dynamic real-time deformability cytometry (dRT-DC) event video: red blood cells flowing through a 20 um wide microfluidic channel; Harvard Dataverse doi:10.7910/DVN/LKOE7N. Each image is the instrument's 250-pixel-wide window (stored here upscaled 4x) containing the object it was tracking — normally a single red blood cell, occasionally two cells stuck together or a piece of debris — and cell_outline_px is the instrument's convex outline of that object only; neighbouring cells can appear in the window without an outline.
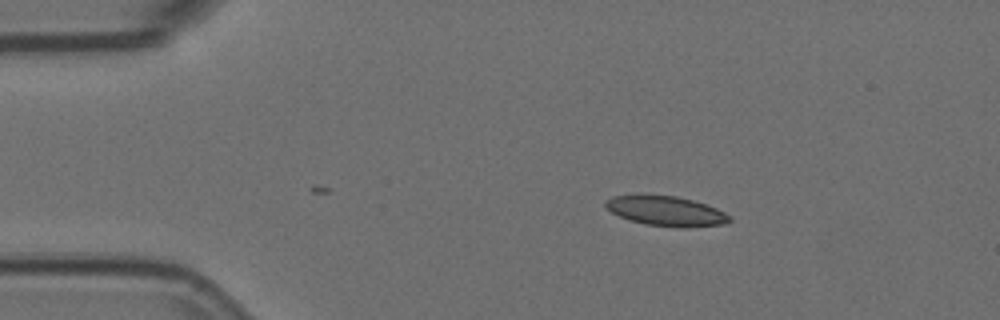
{"species": "Egyptian fruit bat (a non-hibernating species)", "species_latin": "Rousettus aegyptiacus", "temperature_condition": "room temperature", "stored_images_in_passage": 3, "camera_frame_rate_fps": 3000, "um_per_image_px": 0.085, "animal": {"sex": "female"}, "frame": {"image": 1, "passage_image": 3, "time_ms": 0.667, "image_size_px": [1000, 320], "cell_outline_px": [[732, 220], [724, 224], [688, 228], [680, 228], [644, 224], [628, 220], [612, 212], [604, 204], [604, 200], [612, 196], [676, 196], [692, 200], [716, 208], [732, 216]], "centroid_in_image_um": [56.65, 17.97], "position_along_channel_um": 28.3, "area_um2": 21.39}}